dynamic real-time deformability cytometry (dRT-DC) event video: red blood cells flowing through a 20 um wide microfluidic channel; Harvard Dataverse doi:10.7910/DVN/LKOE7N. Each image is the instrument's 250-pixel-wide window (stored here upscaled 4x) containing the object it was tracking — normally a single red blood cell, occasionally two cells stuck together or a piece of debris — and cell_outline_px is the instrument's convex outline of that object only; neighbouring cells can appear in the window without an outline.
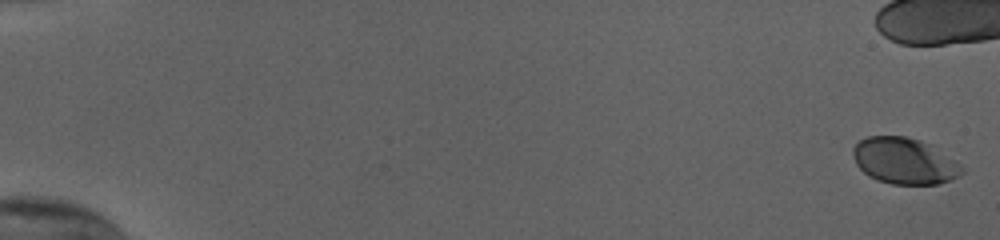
{"species": "human", "species_latin": "Homo sapiens", "temperature_condition": "cold", "stored_images_in_passage": 46, "camera_frame_rate_fps": 3000, "um_per_image_px": 0.085, "donor": {"sex": "female"}, "frame": {"image": 1, "passage_image": 1, "time_ms": 0.0, "image_size_px": [1000, 240], "cell_outline_px": [[964, 172], [960, 176], [936, 184], [892, 184], [876, 180], [868, 176], [856, 164], [852, 152], [852, 148], [860, 140], [868, 136], [904, 136], [920, 140], [928, 144], [960, 164], [964, 168]], "centroid_in_image_um": [76.84, 13.69], "position_along_channel_um": 8.2, "area_um2": 29.13}}